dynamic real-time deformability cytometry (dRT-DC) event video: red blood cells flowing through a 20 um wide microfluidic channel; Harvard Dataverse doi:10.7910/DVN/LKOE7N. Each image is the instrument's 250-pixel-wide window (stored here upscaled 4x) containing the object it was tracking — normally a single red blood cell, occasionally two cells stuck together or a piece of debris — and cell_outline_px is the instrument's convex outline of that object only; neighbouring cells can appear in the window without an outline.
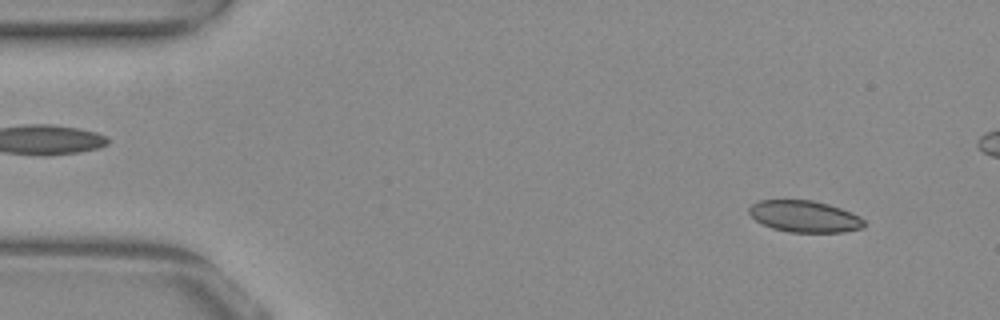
{"species": "common noctule bat (a hibernating species)", "species_latin": "Nyctalus noctula", "temperature_condition": "warm", "stored_images_in_passage": 53, "camera_frame_rate_fps": 3000, "um_per_image_px": 0.085, "animal": {"sex": "female", "body_mass_g": 29.2, "forearm_length_mm": 56.3}, "frame": {"image": 1, "passage_image": 4, "time_ms": 1.0, "image_size_px": [1000, 320], "cell_outline_px": [[864, 228], [844, 232], [788, 232], [772, 228], [756, 220], [748, 212], [748, 208], [752, 204], [760, 200], [812, 200], [828, 204], [852, 212], [860, 216], [864, 220]], "centroid_in_image_um": [68.41, 18.39], "position_along_channel_um": 16.6, "area_um2": 21.21}}
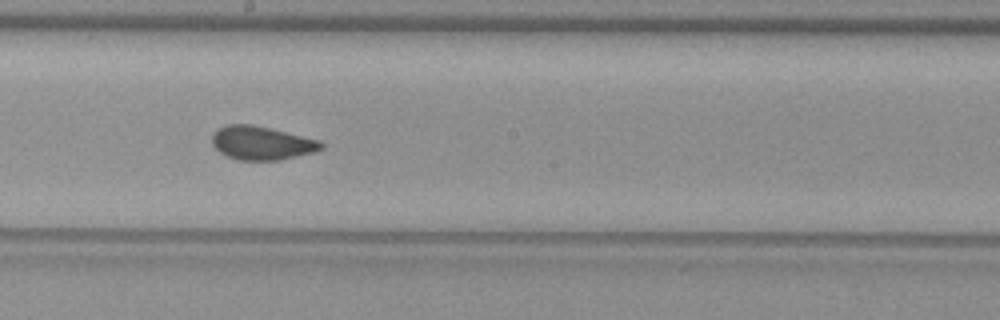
{"frame": {"image": 2, "passage_image": 28, "time_ms": 9.0, "image_size_px": [1000, 320], "cell_outline_px": [[324, 148], [316, 152], [280, 160], [236, 160], [220, 152], [212, 144], [212, 132], [216, 128], [228, 124], [252, 124], [320, 140], [324, 144]], "centroid_in_image_um": [22.24, 12.15], "position_along_channel_um": 226.0, "area_um2": 21.56}}
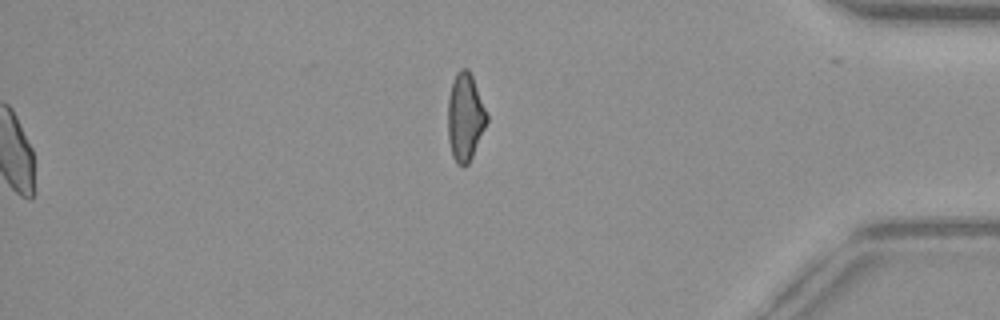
{"frame": {"image": 3, "passage_image": 53, "time_ms": 17.333, "image_size_px": [1000, 320], "cell_outline_px": [[488, 120], [472, 156], [468, 164], [456, 164], [452, 156], [448, 140], [448, 96], [452, 80], [456, 72], [460, 68], [468, 68], [472, 76], [488, 112]], "centroid_in_image_um": [39.53, 9.91], "position_along_channel_um": 395.7, "area_um2": 20.06}, "authors_computed_cell_mechanics": {"area_um2": 21.5016, "velocity_mm_per_s": 3.8759, "shape_relaxation_time_tau1_ms": 7.3217, "shape_relaxation_time_tau2_ms": 0.9382, "deformation_change_tau1": 0.1442, "deformation_change_tau2": 0.0682}}